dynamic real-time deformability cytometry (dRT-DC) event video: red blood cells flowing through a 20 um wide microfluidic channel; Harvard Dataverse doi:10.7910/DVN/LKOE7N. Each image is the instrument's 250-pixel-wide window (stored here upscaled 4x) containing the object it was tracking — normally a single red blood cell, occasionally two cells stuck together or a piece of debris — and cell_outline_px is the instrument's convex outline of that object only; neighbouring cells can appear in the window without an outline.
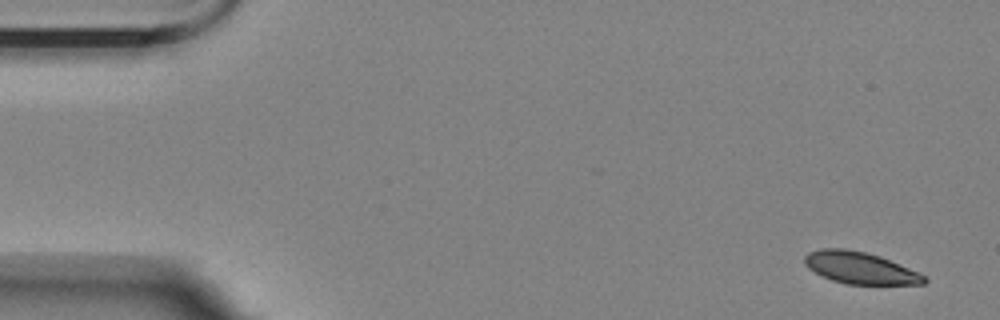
{"species": "Egyptian fruit bat (a non-hibernating species)", "species_latin": "Rousettus aegyptiacus", "temperature_condition": "room temperature", "stored_images_in_passage": 5, "camera_frame_rate_fps": 3000, "um_per_image_px": 0.085, "animal": {"sex": "female"}, "frame": {"image": 1, "passage_image": 1, "time_ms": 0.0, "image_size_px": [1000, 320], "cell_outline_px": [[928, 280], [924, 284], [848, 284], [832, 280], [820, 276], [808, 268], [804, 264], [804, 256], [808, 252], [820, 248], [844, 248], [864, 252], [880, 256], [920, 272]], "centroid_in_image_um": [73.08, 22.76], "position_along_channel_um": 11.9, "area_um2": 22.31}}
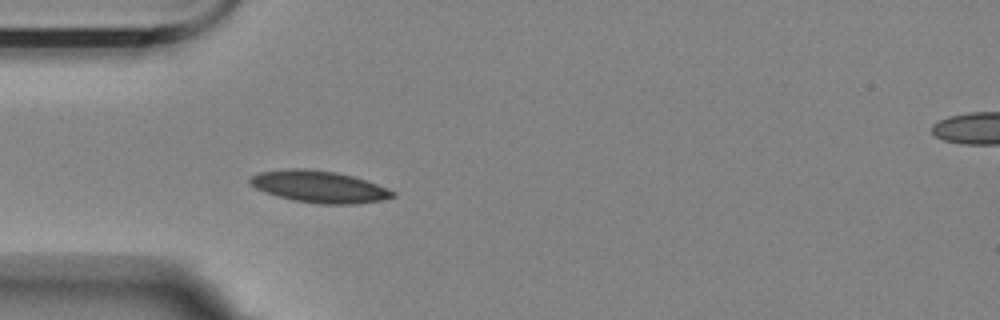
{"frame": {"image": 2, "passage_image": 5, "time_ms": 4.667, "image_size_px": [1000, 320], "cell_outline_px": [[396, 196], [380, 200], [356, 204], [320, 204], [296, 200], [264, 192], [248, 184], [248, 180], [252, 176], [260, 172], [292, 168], [304, 168], [336, 172], [352, 176], [376, 184], [396, 192]], "centroid_in_image_um": [27.12, 15.86], "position_along_channel_um": 57.9, "area_um2": 26.18}}